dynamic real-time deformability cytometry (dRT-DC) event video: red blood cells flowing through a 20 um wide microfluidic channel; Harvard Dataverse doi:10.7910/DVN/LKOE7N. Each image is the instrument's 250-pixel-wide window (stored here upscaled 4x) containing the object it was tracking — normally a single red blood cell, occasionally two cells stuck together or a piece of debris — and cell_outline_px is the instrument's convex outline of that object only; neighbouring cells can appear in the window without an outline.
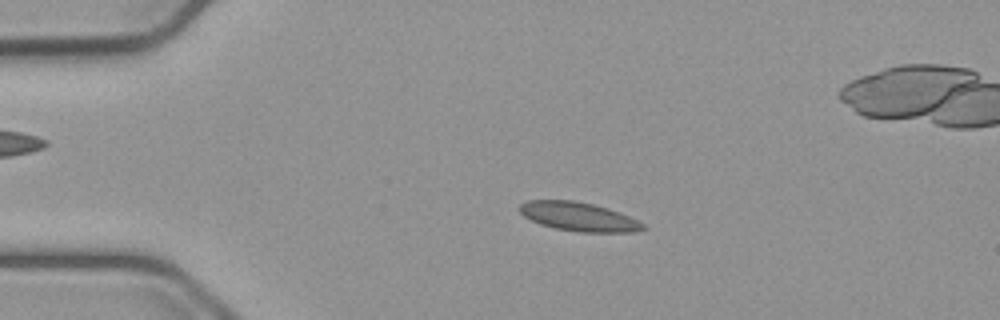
{"species": "common noctule bat (a hibernating species)", "species_latin": "Nyctalus noctula", "temperature_condition": "cold", "stored_images_in_passage": 55, "camera_frame_rate_fps": 3000, "um_per_image_px": 0.085, "animal": {"sex": "male", "body_mass_g": 23.1, "forearm_length_mm": 52.7}, "frame": {"image": 1, "passage_image": 11, "time_ms": 3.333, "image_size_px": [1000, 320], "cell_outline_px": [[648, 228], [632, 232], [576, 232], [556, 228], [540, 224], [524, 216], [516, 208], [520, 204], [528, 200], [572, 200], [592, 204], [608, 208], [628, 216], [644, 224]], "centroid_in_image_um": [49.16, 18.41], "position_along_channel_um": 35.8, "area_um2": 20.69}}
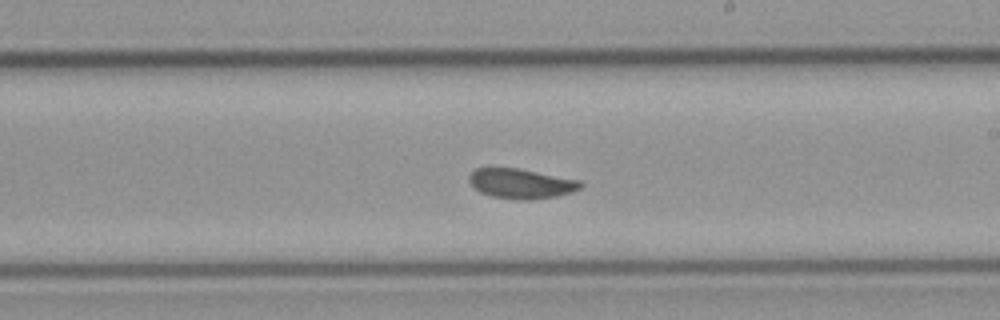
{"frame": {"image": 2, "passage_image": 31, "time_ms": 10.0, "image_size_px": [1000, 320], "cell_outline_px": [[584, 184], [580, 188], [572, 192], [556, 196], [532, 200], [520, 200], [492, 196], [480, 192], [468, 180], [468, 176], [476, 168], [516, 168], [580, 180]], "centroid_in_image_um": [44.31, 15.61], "position_along_channel_um": 244.7, "area_um2": 19.25}}
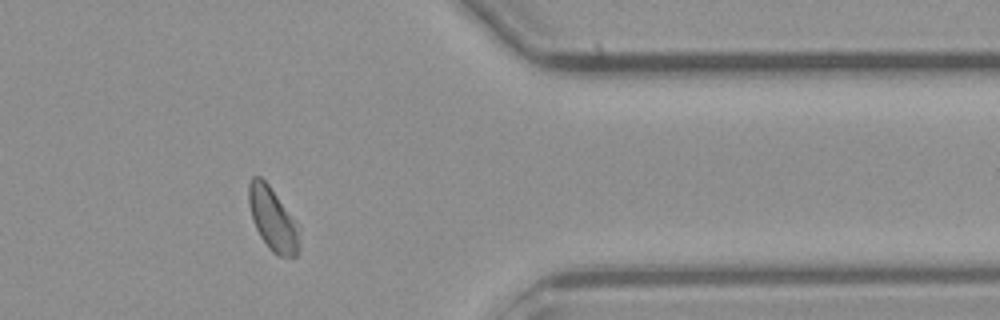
{"frame": {"image": 3, "passage_image": 44, "time_ms": 14.333, "image_size_px": [1000, 320], "cell_outline_px": [[300, 248], [296, 256], [280, 256], [272, 252], [268, 248], [260, 236], [252, 220], [248, 204], [248, 184], [252, 176], [260, 176], [268, 184], [300, 224]], "centroid_in_image_um": [23.21, 18.63], "position_along_channel_um": 388.2, "area_um2": 19.13}, "authors_computed_cell_mechanics": {"area_um2": 19.7676, "velocity_mm_per_s": 3.7255, "shape_relaxation_time_tau1_ms": 4.302, "shape_relaxation_time_tau2_ms": null, "deformation_change_tau1": 0.0754, "deformation_change_tau2": null}}